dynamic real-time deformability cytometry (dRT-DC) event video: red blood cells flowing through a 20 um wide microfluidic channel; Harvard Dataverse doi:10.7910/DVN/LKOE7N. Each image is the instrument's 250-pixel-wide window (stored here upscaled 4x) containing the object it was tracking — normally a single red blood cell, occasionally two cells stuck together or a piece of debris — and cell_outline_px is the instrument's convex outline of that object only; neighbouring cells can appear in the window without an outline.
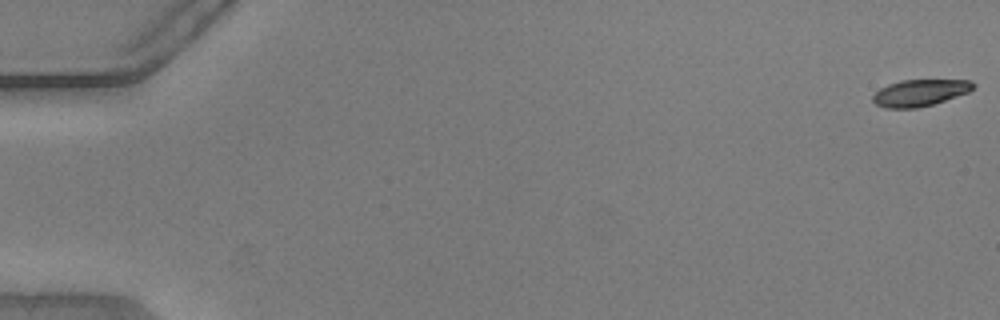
{"species": "common noctule bat (a hibernating species)", "species_latin": "Nyctalus noctula", "temperature_condition": "warm", "stored_images_in_passage": 6, "camera_frame_rate_fps": 3000, "um_per_image_px": 0.085, "animal": {"sex": "male", "body_mass_g": 20.5, "forearm_length_mm": 52.5}, "frame": {"image": 1, "passage_image": 1, "time_ms": 0.0, "image_size_px": [1000, 320], "cell_outline_px": [[976, 84], [968, 92], [932, 104], [916, 108], [884, 108], [876, 104], [872, 100], [872, 96], [880, 88], [888, 84], [900, 80], [972, 80]], "centroid_in_image_um": [78.16, 7.88], "position_along_channel_um": 6.8, "area_um2": 15.49}}